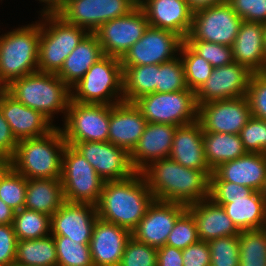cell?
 <instances>
[{"instance_id":"6da1fadb","label":"cell","mask_w":266,"mask_h":266,"mask_svg":"<svg viewBox=\"0 0 266 266\" xmlns=\"http://www.w3.org/2000/svg\"><path fill=\"white\" fill-rule=\"evenodd\" d=\"M141 173L155 200L188 206L209 198L210 177L170 158L151 162Z\"/></svg>"},{"instance_id":"7a4b0ae2","label":"cell","mask_w":266,"mask_h":266,"mask_svg":"<svg viewBox=\"0 0 266 266\" xmlns=\"http://www.w3.org/2000/svg\"><path fill=\"white\" fill-rule=\"evenodd\" d=\"M154 200L142 173L135 172L126 179L104 182L97 215L132 232Z\"/></svg>"},{"instance_id":"3957f363","label":"cell","mask_w":266,"mask_h":266,"mask_svg":"<svg viewBox=\"0 0 266 266\" xmlns=\"http://www.w3.org/2000/svg\"><path fill=\"white\" fill-rule=\"evenodd\" d=\"M66 145L60 127L56 126L44 136L18 141L11 166L26 179H60Z\"/></svg>"},{"instance_id":"277c9868","label":"cell","mask_w":266,"mask_h":266,"mask_svg":"<svg viewBox=\"0 0 266 266\" xmlns=\"http://www.w3.org/2000/svg\"><path fill=\"white\" fill-rule=\"evenodd\" d=\"M6 91L22 104L41 112L52 123L55 114L64 118L71 100V89L55 74L34 72L13 80Z\"/></svg>"},{"instance_id":"5b68a950","label":"cell","mask_w":266,"mask_h":266,"mask_svg":"<svg viewBox=\"0 0 266 266\" xmlns=\"http://www.w3.org/2000/svg\"><path fill=\"white\" fill-rule=\"evenodd\" d=\"M40 20L0 35V84L38 71Z\"/></svg>"},{"instance_id":"8992f818","label":"cell","mask_w":266,"mask_h":266,"mask_svg":"<svg viewBox=\"0 0 266 266\" xmlns=\"http://www.w3.org/2000/svg\"><path fill=\"white\" fill-rule=\"evenodd\" d=\"M71 100L114 105L124 101L123 69L119 58L104 55L71 88Z\"/></svg>"},{"instance_id":"52a82bcc","label":"cell","mask_w":266,"mask_h":266,"mask_svg":"<svg viewBox=\"0 0 266 266\" xmlns=\"http://www.w3.org/2000/svg\"><path fill=\"white\" fill-rule=\"evenodd\" d=\"M38 71L57 73L88 32L58 14L41 15Z\"/></svg>"},{"instance_id":"ba28073f","label":"cell","mask_w":266,"mask_h":266,"mask_svg":"<svg viewBox=\"0 0 266 266\" xmlns=\"http://www.w3.org/2000/svg\"><path fill=\"white\" fill-rule=\"evenodd\" d=\"M134 104L149 123L181 126L198 120L195 91L190 89L170 93L154 92L140 97Z\"/></svg>"},{"instance_id":"9c48e42d","label":"cell","mask_w":266,"mask_h":266,"mask_svg":"<svg viewBox=\"0 0 266 266\" xmlns=\"http://www.w3.org/2000/svg\"><path fill=\"white\" fill-rule=\"evenodd\" d=\"M61 184L66 202L97 205L104 181L72 146L62 156Z\"/></svg>"},{"instance_id":"30bf717a","label":"cell","mask_w":266,"mask_h":266,"mask_svg":"<svg viewBox=\"0 0 266 266\" xmlns=\"http://www.w3.org/2000/svg\"><path fill=\"white\" fill-rule=\"evenodd\" d=\"M63 122L60 130L69 146L76 142H108L107 104L79 103L70 100Z\"/></svg>"},{"instance_id":"8fae6325","label":"cell","mask_w":266,"mask_h":266,"mask_svg":"<svg viewBox=\"0 0 266 266\" xmlns=\"http://www.w3.org/2000/svg\"><path fill=\"white\" fill-rule=\"evenodd\" d=\"M243 20L226 1L193 12L192 25L184 40H202L233 46Z\"/></svg>"},{"instance_id":"7c38bea8","label":"cell","mask_w":266,"mask_h":266,"mask_svg":"<svg viewBox=\"0 0 266 266\" xmlns=\"http://www.w3.org/2000/svg\"><path fill=\"white\" fill-rule=\"evenodd\" d=\"M137 5L138 0H66L58 15L94 33L103 23L127 15Z\"/></svg>"},{"instance_id":"4fadbf2b","label":"cell","mask_w":266,"mask_h":266,"mask_svg":"<svg viewBox=\"0 0 266 266\" xmlns=\"http://www.w3.org/2000/svg\"><path fill=\"white\" fill-rule=\"evenodd\" d=\"M184 39L178 34L148 26L143 36L120 59L122 66L161 64L179 56Z\"/></svg>"},{"instance_id":"5bb4252c","label":"cell","mask_w":266,"mask_h":266,"mask_svg":"<svg viewBox=\"0 0 266 266\" xmlns=\"http://www.w3.org/2000/svg\"><path fill=\"white\" fill-rule=\"evenodd\" d=\"M148 26L145 12L137 5L127 15L103 23L94 34L104 55L121 59Z\"/></svg>"},{"instance_id":"9a60e30c","label":"cell","mask_w":266,"mask_h":266,"mask_svg":"<svg viewBox=\"0 0 266 266\" xmlns=\"http://www.w3.org/2000/svg\"><path fill=\"white\" fill-rule=\"evenodd\" d=\"M251 117L247 96L215 100L198 106L203 132L240 134Z\"/></svg>"},{"instance_id":"2e32d148","label":"cell","mask_w":266,"mask_h":266,"mask_svg":"<svg viewBox=\"0 0 266 266\" xmlns=\"http://www.w3.org/2000/svg\"><path fill=\"white\" fill-rule=\"evenodd\" d=\"M72 147L95 169L103 181L122 180L136 171L130 162V154L110 142H76Z\"/></svg>"},{"instance_id":"e0dca14e","label":"cell","mask_w":266,"mask_h":266,"mask_svg":"<svg viewBox=\"0 0 266 266\" xmlns=\"http://www.w3.org/2000/svg\"><path fill=\"white\" fill-rule=\"evenodd\" d=\"M253 72L235 61L212 70L210 77L195 92L197 105L247 95Z\"/></svg>"},{"instance_id":"ac0fdd59","label":"cell","mask_w":266,"mask_h":266,"mask_svg":"<svg viewBox=\"0 0 266 266\" xmlns=\"http://www.w3.org/2000/svg\"><path fill=\"white\" fill-rule=\"evenodd\" d=\"M186 210L187 206L181 203L154 200L131 236L151 247H163L175 222Z\"/></svg>"},{"instance_id":"d6986e66","label":"cell","mask_w":266,"mask_h":266,"mask_svg":"<svg viewBox=\"0 0 266 266\" xmlns=\"http://www.w3.org/2000/svg\"><path fill=\"white\" fill-rule=\"evenodd\" d=\"M97 219L96 205L65 201L51 216V235L69 237L74 242L90 244Z\"/></svg>"},{"instance_id":"ffe728a7","label":"cell","mask_w":266,"mask_h":266,"mask_svg":"<svg viewBox=\"0 0 266 266\" xmlns=\"http://www.w3.org/2000/svg\"><path fill=\"white\" fill-rule=\"evenodd\" d=\"M0 109L17 141L44 136L56 127L41 112L17 101L6 90L0 97Z\"/></svg>"},{"instance_id":"44dd1931","label":"cell","mask_w":266,"mask_h":266,"mask_svg":"<svg viewBox=\"0 0 266 266\" xmlns=\"http://www.w3.org/2000/svg\"><path fill=\"white\" fill-rule=\"evenodd\" d=\"M146 124V119L134 103L122 101L109 105L108 142L124 148L130 154Z\"/></svg>"},{"instance_id":"7402d4cb","label":"cell","mask_w":266,"mask_h":266,"mask_svg":"<svg viewBox=\"0 0 266 266\" xmlns=\"http://www.w3.org/2000/svg\"><path fill=\"white\" fill-rule=\"evenodd\" d=\"M148 24L172 31L185 39L190 32L193 11L186 0H138Z\"/></svg>"},{"instance_id":"603a6c76","label":"cell","mask_w":266,"mask_h":266,"mask_svg":"<svg viewBox=\"0 0 266 266\" xmlns=\"http://www.w3.org/2000/svg\"><path fill=\"white\" fill-rule=\"evenodd\" d=\"M176 129L175 125L147 122L141 138L130 153L133 169L141 172L151 162L168 158Z\"/></svg>"},{"instance_id":"cb8c5ba5","label":"cell","mask_w":266,"mask_h":266,"mask_svg":"<svg viewBox=\"0 0 266 266\" xmlns=\"http://www.w3.org/2000/svg\"><path fill=\"white\" fill-rule=\"evenodd\" d=\"M130 238L129 230L98 218L90 241L94 266H119Z\"/></svg>"},{"instance_id":"d4e9b609","label":"cell","mask_w":266,"mask_h":266,"mask_svg":"<svg viewBox=\"0 0 266 266\" xmlns=\"http://www.w3.org/2000/svg\"><path fill=\"white\" fill-rule=\"evenodd\" d=\"M266 178V154L249 153L221 163L213 170L210 181H229L260 191Z\"/></svg>"},{"instance_id":"484cf974","label":"cell","mask_w":266,"mask_h":266,"mask_svg":"<svg viewBox=\"0 0 266 266\" xmlns=\"http://www.w3.org/2000/svg\"><path fill=\"white\" fill-rule=\"evenodd\" d=\"M168 158L184 167L201 170L211 176L213 171L205 160L203 130L198 120L177 126Z\"/></svg>"},{"instance_id":"4316f807","label":"cell","mask_w":266,"mask_h":266,"mask_svg":"<svg viewBox=\"0 0 266 266\" xmlns=\"http://www.w3.org/2000/svg\"><path fill=\"white\" fill-rule=\"evenodd\" d=\"M187 211L195 220L199 240L208 242L211 239L238 236L241 232L224 208L210 198L188 205Z\"/></svg>"},{"instance_id":"83f0119b","label":"cell","mask_w":266,"mask_h":266,"mask_svg":"<svg viewBox=\"0 0 266 266\" xmlns=\"http://www.w3.org/2000/svg\"><path fill=\"white\" fill-rule=\"evenodd\" d=\"M233 60L253 73L266 72L263 23L243 21L232 46Z\"/></svg>"},{"instance_id":"f1b7e54d","label":"cell","mask_w":266,"mask_h":266,"mask_svg":"<svg viewBox=\"0 0 266 266\" xmlns=\"http://www.w3.org/2000/svg\"><path fill=\"white\" fill-rule=\"evenodd\" d=\"M221 205L240 231L263 229L266 225V202L260 191L238 199H211Z\"/></svg>"},{"instance_id":"f546056e","label":"cell","mask_w":266,"mask_h":266,"mask_svg":"<svg viewBox=\"0 0 266 266\" xmlns=\"http://www.w3.org/2000/svg\"><path fill=\"white\" fill-rule=\"evenodd\" d=\"M103 56L97 36L94 33H88L65 59L56 75L71 89Z\"/></svg>"},{"instance_id":"4dcf8cb0","label":"cell","mask_w":266,"mask_h":266,"mask_svg":"<svg viewBox=\"0 0 266 266\" xmlns=\"http://www.w3.org/2000/svg\"><path fill=\"white\" fill-rule=\"evenodd\" d=\"M64 202L61 179H27L24 209L52 216Z\"/></svg>"},{"instance_id":"1f68e13d","label":"cell","mask_w":266,"mask_h":266,"mask_svg":"<svg viewBox=\"0 0 266 266\" xmlns=\"http://www.w3.org/2000/svg\"><path fill=\"white\" fill-rule=\"evenodd\" d=\"M203 144L205 160L212 171L247 153L239 134L203 132Z\"/></svg>"},{"instance_id":"d6a6232c","label":"cell","mask_w":266,"mask_h":266,"mask_svg":"<svg viewBox=\"0 0 266 266\" xmlns=\"http://www.w3.org/2000/svg\"><path fill=\"white\" fill-rule=\"evenodd\" d=\"M159 64L122 66L123 98L134 103L142 96L157 92V68Z\"/></svg>"},{"instance_id":"836d02e7","label":"cell","mask_w":266,"mask_h":266,"mask_svg":"<svg viewBox=\"0 0 266 266\" xmlns=\"http://www.w3.org/2000/svg\"><path fill=\"white\" fill-rule=\"evenodd\" d=\"M14 265L57 266L53 235L34 240H18Z\"/></svg>"},{"instance_id":"e575fe53","label":"cell","mask_w":266,"mask_h":266,"mask_svg":"<svg viewBox=\"0 0 266 266\" xmlns=\"http://www.w3.org/2000/svg\"><path fill=\"white\" fill-rule=\"evenodd\" d=\"M13 228L17 240H34L51 235V216L20 209L14 213Z\"/></svg>"},{"instance_id":"d590c367","label":"cell","mask_w":266,"mask_h":266,"mask_svg":"<svg viewBox=\"0 0 266 266\" xmlns=\"http://www.w3.org/2000/svg\"><path fill=\"white\" fill-rule=\"evenodd\" d=\"M239 266H266V229L241 231Z\"/></svg>"},{"instance_id":"8d00e7d4","label":"cell","mask_w":266,"mask_h":266,"mask_svg":"<svg viewBox=\"0 0 266 266\" xmlns=\"http://www.w3.org/2000/svg\"><path fill=\"white\" fill-rule=\"evenodd\" d=\"M180 59L183 64L188 89L197 91L210 77L214 67L196 54L185 42L180 48Z\"/></svg>"},{"instance_id":"74e56055","label":"cell","mask_w":266,"mask_h":266,"mask_svg":"<svg viewBox=\"0 0 266 266\" xmlns=\"http://www.w3.org/2000/svg\"><path fill=\"white\" fill-rule=\"evenodd\" d=\"M57 266H94L90 244L74 242L69 237L53 236Z\"/></svg>"},{"instance_id":"f35d334b","label":"cell","mask_w":266,"mask_h":266,"mask_svg":"<svg viewBox=\"0 0 266 266\" xmlns=\"http://www.w3.org/2000/svg\"><path fill=\"white\" fill-rule=\"evenodd\" d=\"M27 179L11 168L0 183V199L15 212L25 205Z\"/></svg>"},{"instance_id":"ab89813d","label":"cell","mask_w":266,"mask_h":266,"mask_svg":"<svg viewBox=\"0 0 266 266\" xmlns=\"http://www.w3.org/2000/svg\"><path fill=\"white\" fill-rule=\"evenodd\" d=\"M188 89L180 56L159 64L157 68V92L170 93Z\"/></svg>"},{"instance_id":"60d3db41","label":"cell","mask_w":266,"mask_h":266,"mask_svg":"<svg viewBox=\"0 0 266 266\" xmlns=\"http://www.w3.org/2000/svg\"><path fill=\"white\" fill-rule=\"evenodd\" d=\"M208 244L210 266H239V235L211 239Z\"/></svg>"},{"instance_id":"b9f144b4","label":"cell","mask_w":266,"mask_h":266,"mask_svg":"<svg viewBox=\"0 0 266 266\" xmlns=\"http://www.w3.org/2000/svg\"><path fill=\"white\" fill-rule=\"evenodd\" d=\"M199 241L193 216L186 210L175 222L166 240V245L183 250Z\"/></svg>"},{"instance_id":"7bdbcfd3","label":"cell","mask_w":266,"mask_h":266,"mask_svg":"<svg viewBox=\"0 0 266 266\" xmlns=\"http://www.w3.org/2000/svg\"><path fill=\"white\" fill-rule=\"evenodd\" d=\"M184 42L200 57L208 61L214 68L234 62L232 47L202 40H184Z\"/></svg>"},{"instance_id":"ee69618b","label":"cell","mask_w":266,"mask_h":266,"mask_svg":"<svg viewBox=\"0 0 266 266\" xmlns=\"http://www.w3.org/2000/svg\"><path fill=\"white\" fill-rule=\"evenodd\" d=\"M119 266H157V248L138 242L131 236Z\"/></svg>"},{"instance_id":"f6af8a7d","label":"cell","mask_w":266,"mask_h":266,"mask_svg":"<svg viewBox=\"0 0 266 266\" xmlns=\"http://www.w3.org/2000/svg\"><path fill=\"white\" fill-rule=\"evenodd\" d=\"M239 135L247 152L266 154V120L251 116Z\"/></svg>"},{"instance_id":"bcb514c9","label":"cell","mask_w":266,"mask_h":266,"mask_svg":"<svg viewBox=\"0 0 266 266\" xmlns=\"http://www.w3.org/2000/svg\"><path fill=\"white\" fill-rule=\"evenodd\" d=\"M246 96L251 116L266 120V72L253 73Z\"/></svg>"},{"instance_id":"7dc6e473","label":"cell","mask_w":266,"mask_h":266,"mask_svg":"<svg viewBox=\"0 0 266 266\" xmlns=\"http://www.w3.org/2000/svg\"><path fill=\"white\" fill-rule=\"evenodd\" d=\"M233 10L248 22H266V0H227Z\"/></svg>"},{"instance_id":"c3c4849f","label":"cell","mask_w":266,"mask_h":266,"mask_svg":"<svg viewBox=\"0 0 266 266\" xmlns=\"http://www.w3.org/2000/svg\"><path fill=\"white\" fill-rule=\"evenodd\" d=\"M17 242L18 240L13 225H0V266L14 265Z\"/></svg>"},{"instance_id":"681fc988","label":"cell","mask_w":266,"mask_h":266,"mask_svg":"<svg viewBox=\"0 0 266 266\" xmlns=\"http://www.w3.org/2000/svg\"><path fill=\"white\" fill-rule=\"evenodd\" d=\"M254 191L247 186H241L229 181H210V199H238L250 196Z\"/></svg>"},{"instance_id":"f907efd6","label":"cell","mask_w":266,"mask_h":266,"mask_svg":"<svg viewBox=\"0 0 266 266\" xmlns=\"http://www.w3.org/2000/svg\"><path fill=\"white\" fill-rule=\"evenodd\" d=\"M183 266H210L211 253L208 242L199 240L182 250Z\"/></svg>"},{"instance_id":"816d5d0a","label":"cell","mask_w":266,"mask_h":266,"mask_svg":"<svg viewBox=\"0 0 266 266\" xmlns=\"http://www.w3.org/2000/svg\"><path fill=\"white\" fill-rule=\"evenodd\" d=\"M17 144L18 141L0 109V159L10 160L15 154Z\"/></svg>"},{"instance_id":"f5cc1de1","label":"cell","mask_w":266,"mask_h":266,"mask_svg":"<svg viewBox=\"0 0 266 266\" xmlns=\"http://www.w3.org/2000/svg\"><path fill=\"white\" fill-rule=\"evenodd\" d=\"M157 266H183L182 250L168 245L158 248Z\"/></svg>"},{"instance_id":"db71d44e","label":"cell","mask_w":266,"mask_h":266,"mask_svg":"<svg viewBox=\"0 0 266 266\" xmlns=\"http://www.w3.org/2000/svg\"><path fill=\"white\" fill-rule=\"evenodd\" d=\"M40 3L43 4V9L40 11V15H48V14H58L63 8L66 3V0H38Z\"/></svg>"},{"instance_id":"11a10c76","label":"cell","mask_w":266,"mask_h":266,"mask_svg":"<svg viewBox=\"0 0 266 266\" xmlns=\"http://www.w3.org/2000/svg\"><path fill=\"white\" fill-rule=\"evenodd\" d=\"M15 211L0 199V225L12 224Z\"/></svg>"},{"instance_id":"9f6ffc18","label":"cell","mask_w":266,"mask_h":266,"mask_svg":"<svg viewBox=\"0 0 266 266\" xmlns=\"http://www.w3.org/2000/svg\"><path fill=\"white\" fill-rule=\"evenodd\" d=\"M190 9L195 12L199 9L207 8L212 5H217L226 2L227 0H186Z\"/></svg>"},{"instance_id":"6f0895ef","label":"cell","mask_w":266,"mask_h":266,"mask_svg":"<svg viewBox=\"0 0 266 266\" xmlns=\"http://www.w3.org/2000/svg\"><path fill=\"white\" fill-rule=\"evenodd\" d=\"M12 168L10 160L0 159V183L2 177Z\"/></svg>"},{"instance_id":"680465c9","label":"cell","mask_w":266,"mask_h":266,"mask_svg":"<svg viewBox=\"0 0 266 266\" xmlns=\"http://www.w3.org/2000/svg\"><path fill=\"white\" fill-rule=\"evenodd\" d=\"M260 194L262 195V197L264 198V200L266 202V178H265L263 186L260 190Z\"/></svg>"},{"instance_id":"91938a15","label":"cell","mask_w":266,"mask_h":266,"mask_svg":"<svg viewBox=\"0 0 266 266\" xmlns=\"http://www.w3.org/2000/svg\"><path fill=\"white\" fill-rule=\"evenodd\" d=\"M263 29H264V54H265V60H266V22L263 23Z\"/></svg>"},{"instance_id":"94428289","label":"cell","mask_w":266,"mask_h":266,"mask_svg":"<svg viewBox=\"0 0 266 266\" xmlns=\"http://www.w3.org/2000/svg\"><path fill=\"white\" fill-rule=\"evenodd\" d=\"M5 90H6V87H4L3 85H0V97Z\"/></svg>"}]
</instances>
